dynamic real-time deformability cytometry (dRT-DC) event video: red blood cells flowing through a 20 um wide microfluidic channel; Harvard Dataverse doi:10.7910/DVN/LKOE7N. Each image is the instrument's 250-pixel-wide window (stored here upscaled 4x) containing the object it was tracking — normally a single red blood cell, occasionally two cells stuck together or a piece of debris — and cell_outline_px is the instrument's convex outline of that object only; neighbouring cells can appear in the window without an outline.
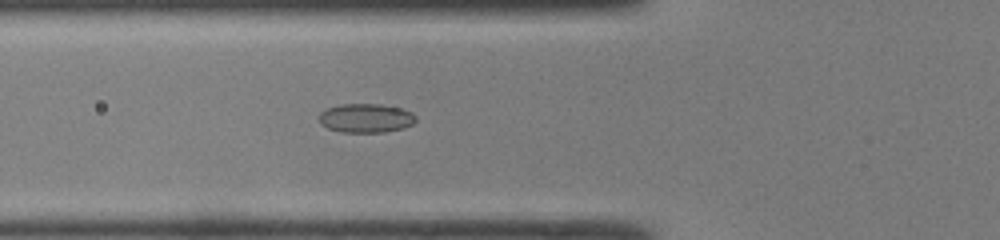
{"species": "common noctule bat (a hibernating species)", "species_latin": "Nyctalus noctula", "temperature_condition": "room temperature", "stored_images_in_passage": 48, "camera_frame_rate_fps": 3000, "um_per_image_px": 0.085, "animal": {"sex": "male", "body_mass_g": 19.0, "forearm_length_mm": 50.8}, "frame": {"image": 1, "passage_image": 18, "time_ms": 5.667, "image_size_px": [1000, 240], "cell_outline_px": [[416, 120], [412, 124], [404, 128], [384, 132], [340, 132], [328, 128], [320, 124], [320, 112], [324, 108], [340, 104], [380, 104], [400, 108], [412, 112], [416, 116]], "centroid_in_image_um": [31.08, 10.03], "position_along_channel_um": 94.7, "area_um2": 16.47}}
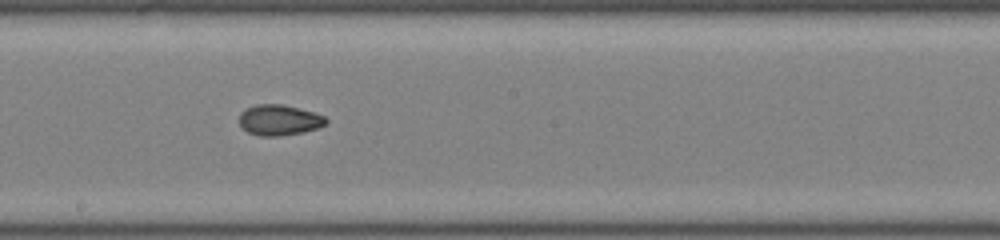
{"frame": {"image": 2, "passage_image": 27, "time_ms": 8.667, "image_size_px": [1000, 240], "cell_outline_px": [[328, 120], [320, 128], [304, 132], [280, 136], [260, 136], [248, 132], [240, 128], [240, 112], [256, 104], [280, 104], [312, 112], [324, 116]], "centroid_in_image_um": [23.71, 10.22], "position_along_channel_um": 224.5, "area_um2": 15.43}}
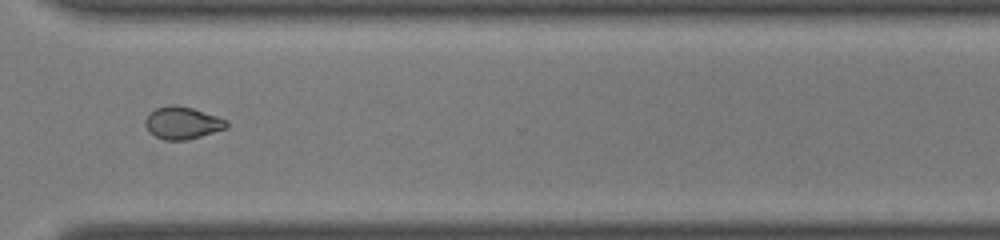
{"frame": {"image": 3, "passage_image": 36, "time_ms": 11.667, "image_size_px": [1000, 240], "cell_outline_px": [[228, 128], [200, 136], [184, 140], [164, 140], [148, 132], [144, 124], [144, 120], [148, 112], [156, 108], [168, 104], [176, 104], [192, 108], [228, 120]], "centroid_in_image_um": [15.46, 10.43], "position_along_channel_um": 355.1, "area_um2": 15.49}, "authors_computed_cell_mechanics": {"area_um2": 16.2129, "velocity_mm_per_s": 4.3288, "shape_relaxation_time_tau1_ms": null, "shape_relaxation_time_tau2_ms": 2.6305, "deformation_change_tau1": null, "deformation_change_tau2": 0.06}}